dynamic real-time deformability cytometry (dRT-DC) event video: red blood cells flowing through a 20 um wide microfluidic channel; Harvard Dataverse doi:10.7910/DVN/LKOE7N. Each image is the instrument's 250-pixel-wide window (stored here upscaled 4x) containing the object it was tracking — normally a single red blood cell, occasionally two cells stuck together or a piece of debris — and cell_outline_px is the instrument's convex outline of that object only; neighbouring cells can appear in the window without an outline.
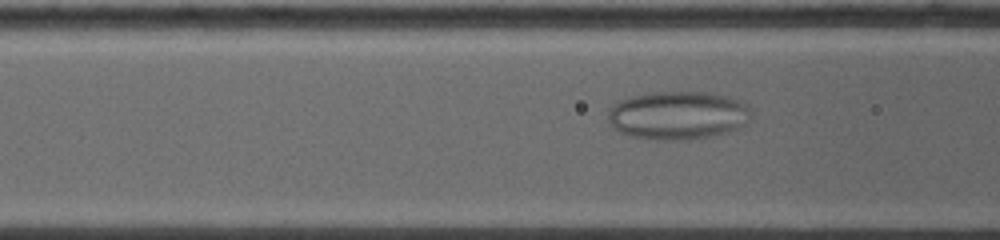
{"species": "common noctule bat (a hibernating species)", "species_latin": "Nyctalus noctula", "temperature_condition": "warm", "stored_images_in_passage": 47, "camera_frame_rate_fps": 5000, "um_per_image_px": 0.085, "animal": {"sex": "female", "body_mass_g": 19.0, "forearm_length_mm": 53.3}, "frame": {"image": 1, "passage_image": 15, "time_ms": 3.8, "image_size_px": [1000, 240], "cell_outline_px": [[748, 112], [736, 128], [720, 132], [696, 136], [640, 136], [624, 132], [616, 128], [612, 124], [608, 116], [612, 108], [620, 100], [632, 96], [652, 92], [712, 92], [728, 96], [748, 104]], "centroid_in_image_um": [57.59, 9.68], "position_along_channel_um": 109.0, "area_um2": 37.28}}
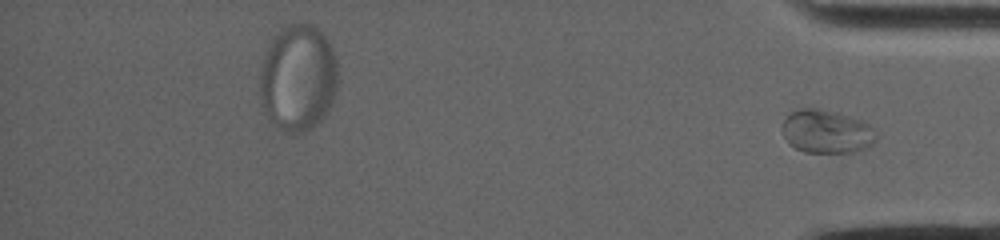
{"frame": {"image": 2, "passage_image": 47, "time_ms": 14.0, "image_size_px": [1000, 240], "cell_outline_px": [[876, 140], [872, 144], [856, 152], [804, 152], [788, 144], [780, 128], [784, 120], [792, 112], [800, 108], [816, 108], [860, 120], [868, 124], [876, 136]], "centroid_in_image_um": [70.2, 11.2], "position_along_channel_um": 365.0, "area_um2": 23.35}}